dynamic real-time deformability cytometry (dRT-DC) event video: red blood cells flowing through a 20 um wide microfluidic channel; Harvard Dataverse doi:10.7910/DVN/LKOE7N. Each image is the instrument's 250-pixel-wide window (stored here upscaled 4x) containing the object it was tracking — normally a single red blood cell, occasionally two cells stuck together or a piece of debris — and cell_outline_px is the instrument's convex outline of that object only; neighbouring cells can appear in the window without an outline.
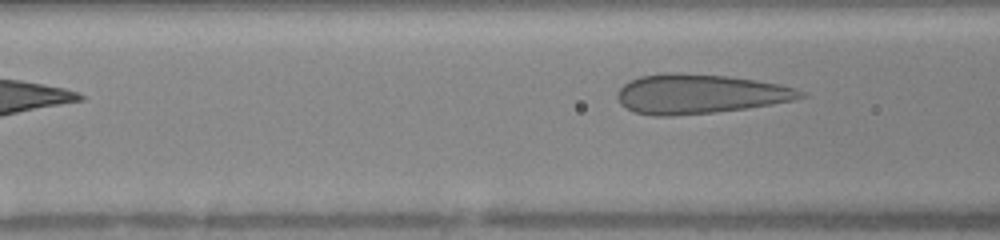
{"species": "human", "species_latin": "Homo sapiens", "temperature_condition": "warm", "stored_images_in_passage": 3, "camera_frame_rate_fps": 3000, "um_per_image_px": 0.085, "donor": {"sex": "female"}, "frame": {"image": 1, "passage_image": 3, "time_ms": 2.333, "image_size_px": [1000, 240], "cell_outline_px": [[808, 96], [792, 100], [772, 104], [748, 108], [716, 112], [672, 116], [652, 116], [632, 112], [620, 104], [616, 96], [616, 92], [624, 84], [640, 76], [728, 76], [756, 80], [780, 84], [804, 92]], "centroid_in_image_um": [59.49, 8.05], "position_along_channel_um": 107.1, "area_um2": 40.98}}